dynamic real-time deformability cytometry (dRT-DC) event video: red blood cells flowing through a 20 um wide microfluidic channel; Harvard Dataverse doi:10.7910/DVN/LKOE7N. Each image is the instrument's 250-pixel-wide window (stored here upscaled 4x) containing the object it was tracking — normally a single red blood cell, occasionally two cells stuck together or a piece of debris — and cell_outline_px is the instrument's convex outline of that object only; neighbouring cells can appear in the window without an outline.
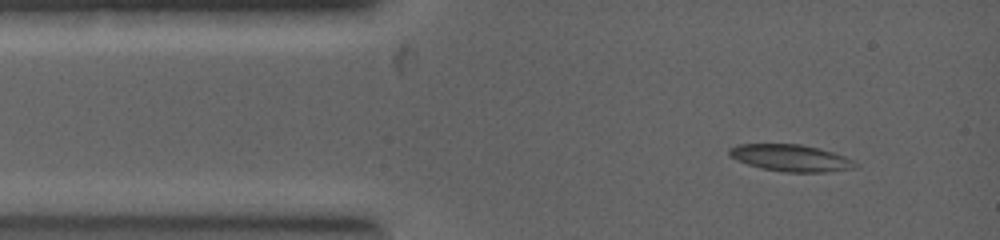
{"species": "common noctule bat (a hibernating species)", "species_latin": "Nyctalus noctula", "temperature_condition": "warm", "stored_images_in_passage": 20, "camera_frame_rate_fps": 5000, "um_per_image_px": 0.085, "animal": {"sex": "female", "body_mass_g": 19.0, "forearm_length_mm": 53.3}, "frame": {"image": 1, "passage_image": 1, "time_ms": 0.0, "image_size_px": [1000, 240], "cell_outline_px": [[860, 164], [856, 168], [828, 172], [784, 172], [760, 168], [736, 160], [728, 156], [728, 148], [736, 144], [800, 144], [820, 148], [844, 156]], "centroid_in_image_um": [67.2, 13.43], "position_along_channel_um": 17.8, "area_um2": 19.94}}
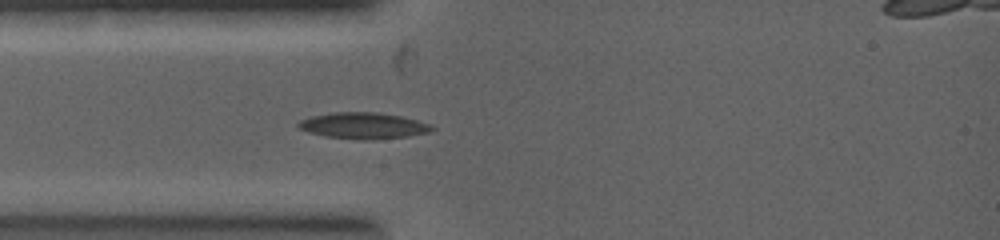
{"frame": {"image": 2, "passage_image": 6, "time_ms": 1.2, "image_size_px": [1000, 240], "cell_outline_px": [[436, 128], [428, 132], [408, 136], [368, 140], [360, 140], [324, 136], [308, 132], [296, 128], [296, 124], [300, 120], [308, 116], [332, 112], [376, 112], [400, 116], [432, 124]], "centroid_in_image_um": [30.82, 10.68], "position_along_channel_um": 54.2, "area_um2": 20.63}}
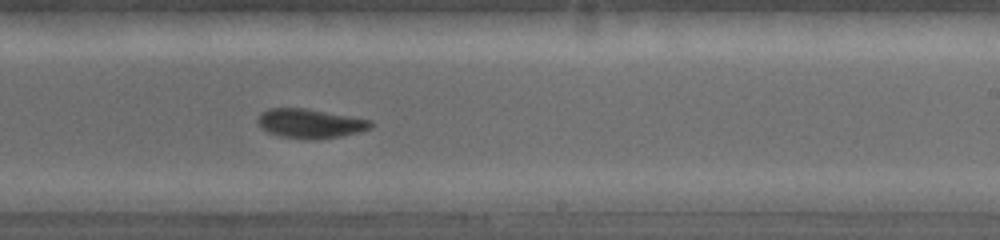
{"frame": {"image": 3, "passage_image": 20, "time_ms": 4.4, "image_size_px": [1000, 240], "cell_outline_px": [[372, 128], [360, 132], [340, 136], [316, 140], [280, 136], [268, 132], [260, 128], [256, 120], [264, 112], [272, 108], [304, 108], [372, 120]], "centroid_in_image_um": [26.38, 10.51], "position_along_channel_um": 262.6, "area_um2": 19.13}}